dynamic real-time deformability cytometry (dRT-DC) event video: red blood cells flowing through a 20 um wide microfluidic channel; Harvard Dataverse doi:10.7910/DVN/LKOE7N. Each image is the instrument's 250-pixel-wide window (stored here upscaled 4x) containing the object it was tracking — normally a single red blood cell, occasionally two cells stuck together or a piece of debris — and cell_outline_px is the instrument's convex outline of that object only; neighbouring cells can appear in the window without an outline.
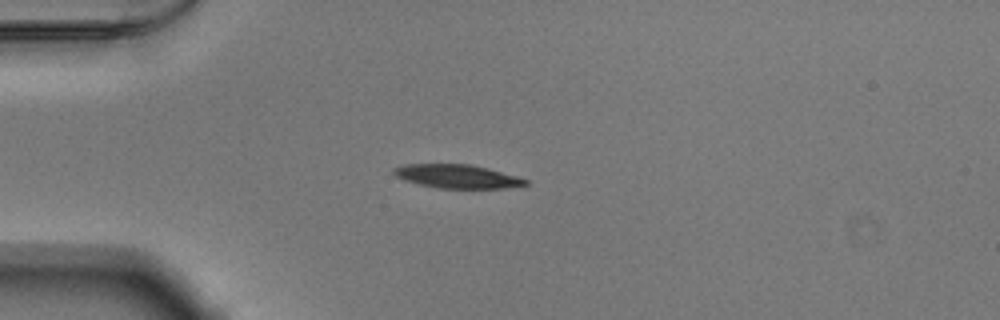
{"species": "Egyptian fruit bat (a non-hibernating species)", "species_latin": "Rousettus aegyptiacus", "temperature_condition": "warm", "stored_images_in_passage": 40, "camera_frame_rate_fps": 3000, "um_per_image_px": 0.085, "animal": {"sex": "male"}, "frame": {"image": 1, "passage_image": 1, "time_ms": 0.0, "image_size_px": [1000, 320], "cell_outline_px": [[528, 184], [504, 188], [440, 188], [420, 184], [404, 180], [396, 176], [392, 172], [392, 168], [404, 164], [468, 164], [488, 168], [516, 176], [528, 180]], "centroid_in_image_um": [38.83, 14.98], "position_along_channel_um": 46.2, "area_um2": 17.98}}
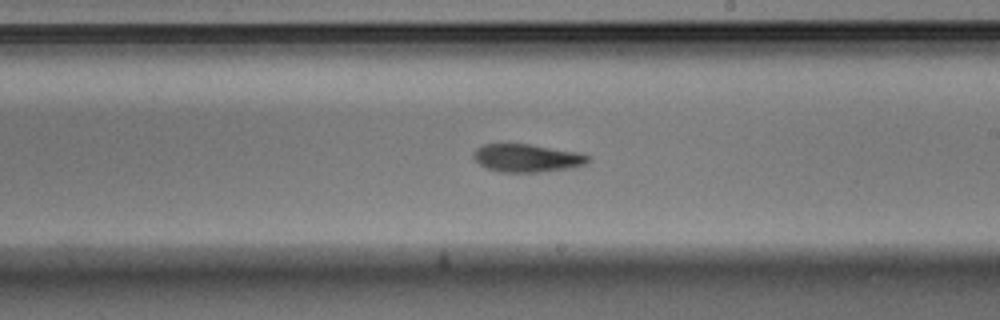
{"frame": {"image": 2, "passage_image": 18, "time_ms": 5.667, "image_size_px": [1000, 320], "cell_outline_px": [[592, 156], [584, 164], [572, 168], [536, 172], [500, 172], [488, 168], [480, 164], [472, 156], [472, 152], [476, 148], [484, 144], [528, 144], [576, 152]], "centroid_in_image_um": [44.77, 13.43], "position_along_channel_um": 244.2, "area_um2": 18.5}}
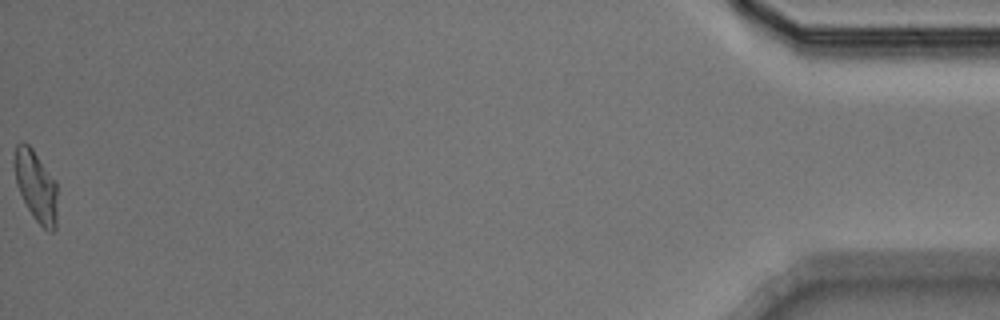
{"frame": {"image": 3, "passage_image": 40, "time_ms": 13.0, "image_size_px": [1000, 320], "cell_outline_px": [[56, 228], [52, 232], [48, 232], [36, 220], [28, 208], [16, 184], [16, 144], [20, 140], [24, 140], [32, 148], [56, 180]], "centroid_in_image_um": [3.09, 15.8], "position_along_channel_um": 432.1, "area_um2": 17.4}, "authors_computed_cell_mechanics": {"area_um2": 18.496, "velocity_mm_per_s": 3.8529, "shape_relaxation_time_tau1_ms": 4.1193, "shape_relaxation_time_tau2_ms": 3.4301, "deformation_change_tau1": 0.158, "deformation_change_tau2": 0.1206}}